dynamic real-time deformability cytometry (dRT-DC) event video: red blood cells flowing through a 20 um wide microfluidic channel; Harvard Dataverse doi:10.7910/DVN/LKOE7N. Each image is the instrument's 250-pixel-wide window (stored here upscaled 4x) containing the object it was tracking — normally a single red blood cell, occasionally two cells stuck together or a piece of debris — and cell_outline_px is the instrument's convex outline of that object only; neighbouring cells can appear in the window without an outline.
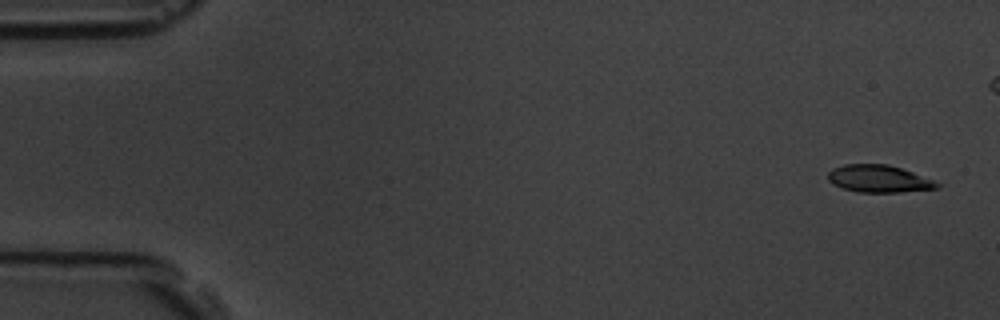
{"species": "common noctule bat (a hibernating species)", "species_latin": "Nyctalus noctula", "temperature_condition": "room temperature", "stored_images_in_passage": 6, "segment_of_instrument_passage": [2, 2], "camera_frame_rate_fps": 3000, "um_per_image_px": 0.085, "animal": {"sex": "male", "body_mass_g": 19.5, "forearm_length_mm": 54.6}, "frame": {"image": 1, "passage_image": 6, "time_ms": 6.333, "image_size_px": [1000, 320], "cell_outline_px": [[944, 184], [940, 188], [900, 192], [856, 192], [840, 188], [832, 184], [828, 180], [828, 172], [832, 168], [844, 164], [888, 164], [912, 172]], "centroid_in_image_um": [74.69, 15.2], "position_along_channel_um": 10.3, "area_um2": 17.57}}